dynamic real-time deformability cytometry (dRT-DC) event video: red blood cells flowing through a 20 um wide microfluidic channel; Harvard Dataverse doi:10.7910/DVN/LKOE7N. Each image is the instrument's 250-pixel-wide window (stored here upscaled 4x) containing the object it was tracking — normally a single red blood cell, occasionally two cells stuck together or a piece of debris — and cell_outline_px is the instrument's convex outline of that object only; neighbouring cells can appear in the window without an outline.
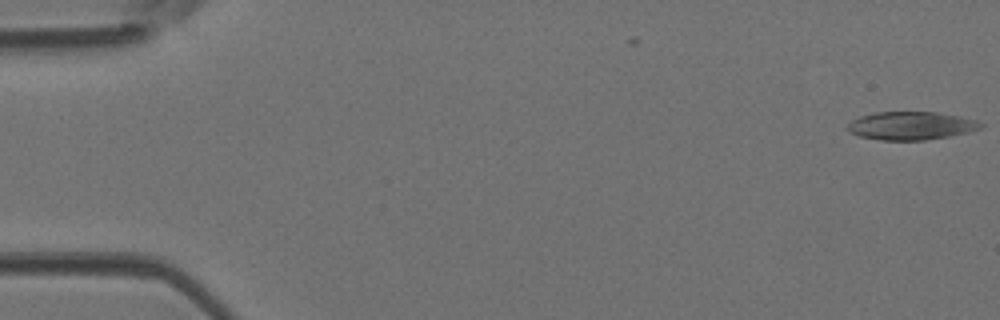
{"species": "Egyptian fruit bat (a non-hibernating species)", "species_latin": "Rousettus aegyptiacus", "temperature_condition": "room temperature", "stored_images_in_passage": 4, "camera_frame_rate_fps": 3000, "um_per_image_px": 0.085, "animal": {"sex": "female"}, "frame": {"image": 1, "passage_image": 4, "time_ms": 1.0, "image_size_px": [1000, 320], "cell_outline_px": [[984, 128], [968, 132], [948, 136], [924, 140], [880, 140], [860, 136], [848, 132], [848, 124], [852, 120], [860, 116], [876, 112], [936, 112], [960, 116], [976, 120], [984, 124]], "centroid_in_image_um": [77.46, 10.68], "position_along_channel_um": 7.5, "area_um2": 21.85}}